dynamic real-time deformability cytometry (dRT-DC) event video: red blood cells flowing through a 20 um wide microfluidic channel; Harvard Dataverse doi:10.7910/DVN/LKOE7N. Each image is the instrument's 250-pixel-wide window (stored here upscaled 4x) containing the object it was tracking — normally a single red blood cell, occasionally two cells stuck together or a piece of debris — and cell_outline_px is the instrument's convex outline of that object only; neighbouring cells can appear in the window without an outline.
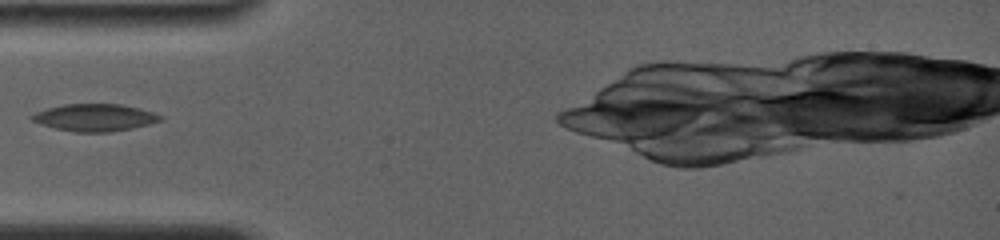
{"species": "common noctule bat (a hibernating species)", "species_latin": "Nyctalus noctula", "temperature_condition": "room temperature", "stored_images_in_passage": 44, "camera_frame_rate_fps": 4000, "um_per_image_px": 0.085, "animal": {"sex": "female", "body_mass_g": 19.0, "forearm_length_mm": 56.7}, "frame": {"image": 1, "passage_image": 1, "time_ms": 0.0, "image_size_px": [1000, 240], "cell_outline_px": [[164, 120], [132, 128], [112, 132], [76, 132], [56, 128], [40, 124], [32, 120], [28, 116], [36, 112], [48, 108], [64, 104], [120, 104], [140, 108], [164, 116]], "centroid_in_image_um": [8.08, 9.99], "position_along_channel_um": 76.9, "area_um2": 20.4}}
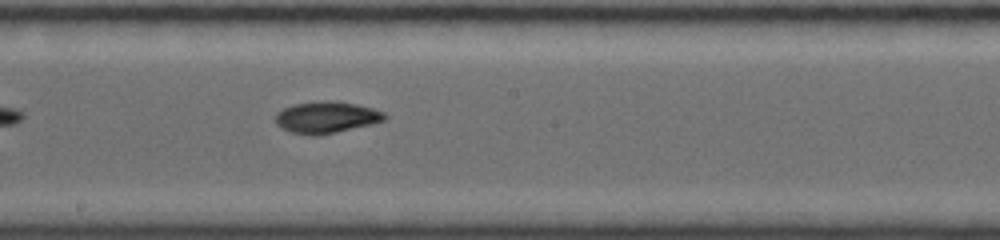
{"frame": {"image": 2, "passage_image": 15, "time_ms": 3.75, "image_size_px": [1000, 240], "cell_outline_px": [[388, 116], [384, 120], [372, 124], [336, 132], [316, 136], [312, 136], [292, 132], [276, 124], [276, 112], [284, 108], [296, 104], [316, 100], [336, 100], [356, 104], [372, 108], [384, 112]], "centroid_in_image_um": [27.76, 9.95], "position_along_channel_um": 220.4, "area_um2": 20.17}}
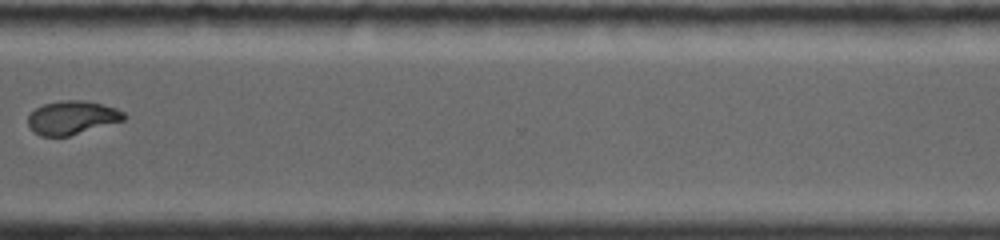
{"frame": {"image": 3, "passage_image": 28, "time_ms": 7.5, "image_size_px": [1000, 240], "cell_outline_px": [[128, 116], [124, 120], [68, 136], [40, 136], [28, 124], [28, 116], [36, 108], [44, 104], [60, 100], [84, 100], [116, 108], [124, 112]], "centroid_in_image_um": [6.14, 9.99], "position_along_channel_um": 364.5, "area_um2": 18.55}}